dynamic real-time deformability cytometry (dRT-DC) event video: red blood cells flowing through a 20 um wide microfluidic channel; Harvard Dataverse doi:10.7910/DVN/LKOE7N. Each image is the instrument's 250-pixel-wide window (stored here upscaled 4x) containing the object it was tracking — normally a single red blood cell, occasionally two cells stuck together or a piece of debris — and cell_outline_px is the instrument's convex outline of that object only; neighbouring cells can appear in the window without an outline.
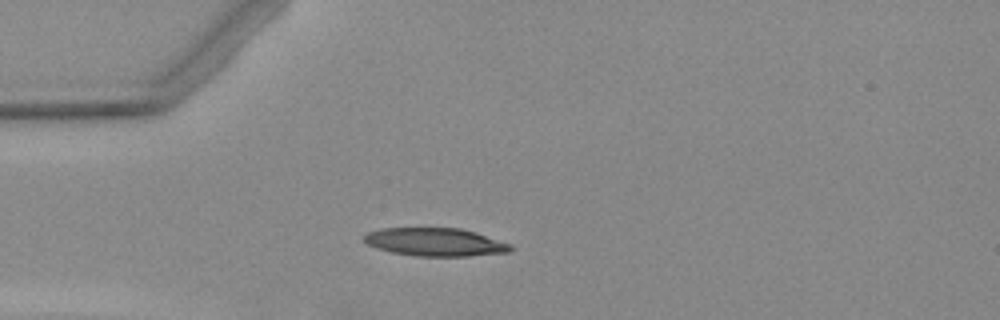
{"species": "Egyptian fruit bat (a non-hibernating species)", "species_latin": "Rousettus aegyptiacus", "temperature_condition": "warm", "stored_images_in_passage": 1, "camera_frame_rate_fps": 3000, "um_per_image_px": 0.085, "animal": {"sex": "female"}, "frame": {"image": 1, "passage_image": 1, "time_ms": 0.0, "image_size_px": [1000, 320], "cell_outline_px": [[512, 248], [508, 252], [468, 256], [416, 256], [392, 252], [376, 248], [368, 244], [364, 240], [364, 236], [368, 232], [380, 228], [460, 228], [476, 232], [512, 244]], "centroid_in_image_um": [37.0, 20.57], "position_along_channel_um": 48.0, "area_um2": 23.99}}